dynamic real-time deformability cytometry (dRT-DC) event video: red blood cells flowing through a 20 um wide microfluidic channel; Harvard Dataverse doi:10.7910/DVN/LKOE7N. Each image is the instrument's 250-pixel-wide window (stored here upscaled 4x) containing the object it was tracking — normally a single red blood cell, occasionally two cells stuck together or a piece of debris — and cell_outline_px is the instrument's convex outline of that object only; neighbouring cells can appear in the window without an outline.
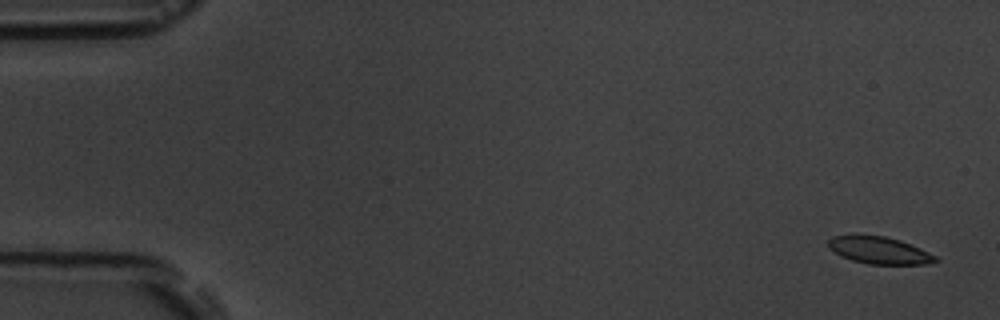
{"species": "common noctule bat (a hibernating species)", "species_latin": "Nyctalus noctula", "temperature_condition": "room temperature", "stored_images_in_passage": 5, "camera_frame_rate_fps": 3000, "um_per_image_px": 0.085, "animal": {"sex": "male", "body_mass_g": 19.5, "forearm_length_mm": 54.6}, "frame": {"image": 1, "passage_image": 1, "time_ms": 0.0, "image_size_px": [1000, 320], "cell_outline_px": [[940, 260], [924, 264], [868, 264], [852, 260], [840, 256], [828, 248], [828, 240], [832, 236], [856, 232], [884, 236], [900, 240], [920, 248], [936, 256]], "centroid_in_image_um": [74.65, 21.23], "position_along_channel_um": 10.4, "area_um2": 17.46}}